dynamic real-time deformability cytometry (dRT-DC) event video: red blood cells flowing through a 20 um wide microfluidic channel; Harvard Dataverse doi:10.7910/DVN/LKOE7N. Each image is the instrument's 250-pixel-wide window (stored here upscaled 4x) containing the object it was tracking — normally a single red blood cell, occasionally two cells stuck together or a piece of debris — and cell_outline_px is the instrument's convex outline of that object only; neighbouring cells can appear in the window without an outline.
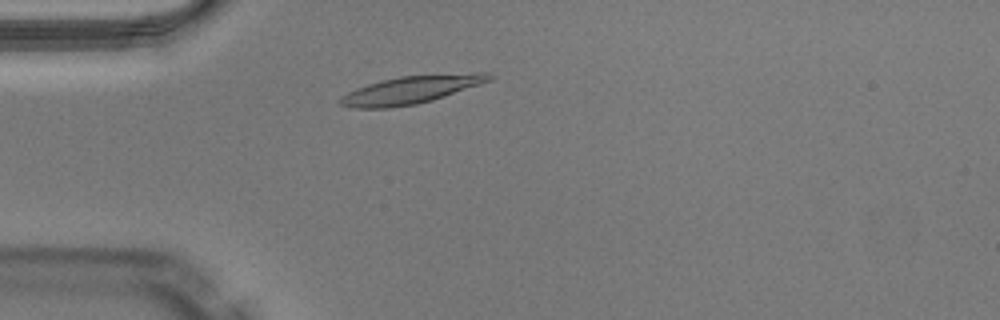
{"species": "Egyptian fruit bat (a non-hibernating species)", "species_latin": "Rousettus aegyptiacus", "temperature_condition": "warm", "stored_images_in_passage": 43, "camera_frame_rate_fps": 3000, "um_per_image_px": 0.085, "animal": {"sex": "male"}, "frame": {"image": 1, "passage_image": 7, "time_ms": 2.0, "image_size_px": [1000, 320], "cell_outline_px": [[496, 76], [492, 80], [432, 100], [416, 104], [392, 108], [356, 108], [340, 104], [340, 100], [348, 92], [368, 84], [380, 80], [400, 76], [476, 72], [492, 72]], "centroid_in_image_um": [35.03, 7.61], "position_along_channel_um": 50.0, "area_um2": 24.04}}
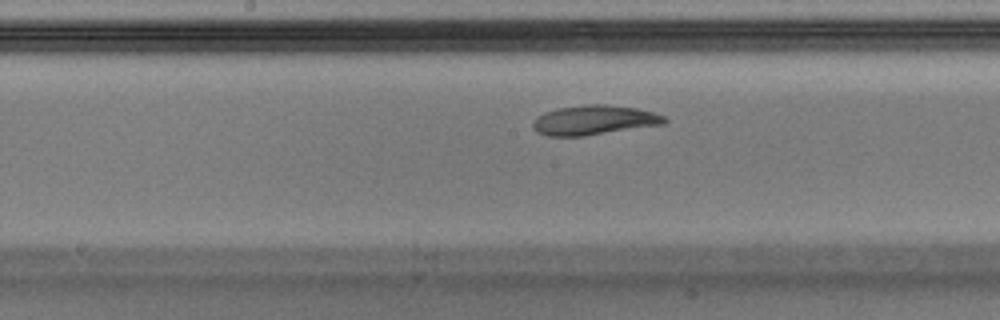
{"frame": {"image": 2, "passage_image": 19, "time_ms": 6.0, "image_size_px": [1000, 320], "cell_outline_px": [[668, 120], [664, 124], [584, 136], [548, 136], [536, 132], [532, 128], [532, 124], [536, 116], [556, 108], [584, 104], [604, 104], [636, 108], [652, 112], [664, 116]], "centroid_in_image_um": [50.46, 10.21], "position_along_channel_um": 197.7, "area_um2": 22.77}}
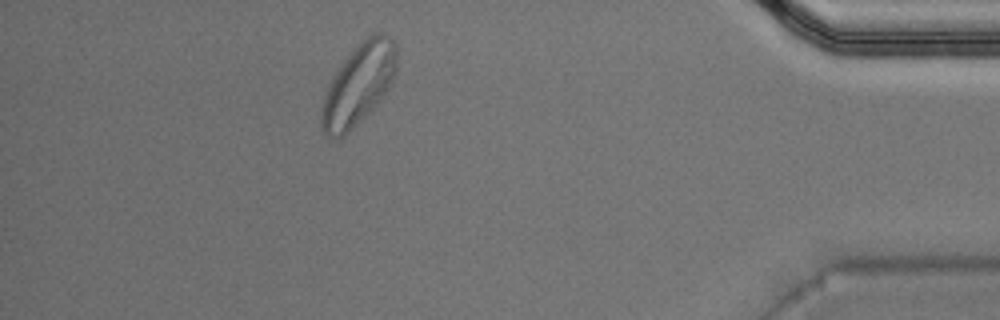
{"frame": {"image": 3, "passage_image": 38, "time_ms": 12.333, "image_size_px": [1000, 320], "cell_outline_px": [[396, 72], [388, 88], [380, 100], [344, 136], [336, 140], [324, 136], [320, 128], [320, 112], [328, 84], [344, 60], [368, 36], [380, 32], [384, 32], [396, 44]], "centroid_in_image_um": [30.45, 7.23], "position_along_channel_um": 404.8, "area_um2": 35.03}, "authors_computed_cell_mechanics": {"area_um2": 23.409, "velocity_mm_per_s": 3.9932, "shape_relaxation_time_tau1_ms": 3.8284, "shape_relaxation_time_tau2_ms": 3.3331, "deformation_change_tau1": 0.1531, "deformation_change_tau2": 0.0954}}